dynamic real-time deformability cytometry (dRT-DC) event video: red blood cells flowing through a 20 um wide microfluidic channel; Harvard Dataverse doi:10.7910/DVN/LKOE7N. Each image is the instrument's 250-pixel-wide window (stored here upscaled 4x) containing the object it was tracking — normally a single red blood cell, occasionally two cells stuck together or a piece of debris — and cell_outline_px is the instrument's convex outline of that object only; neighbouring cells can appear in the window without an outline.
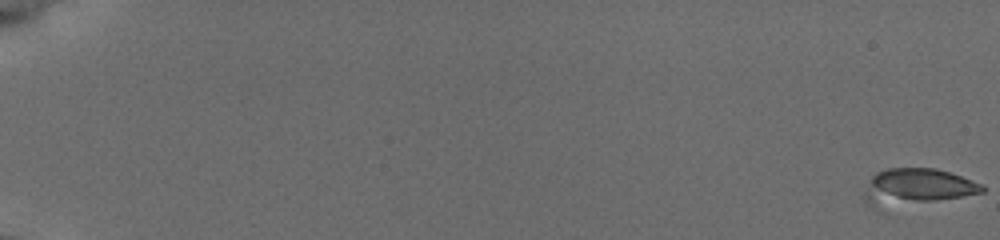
{"species": "common noctule bat (a hibernating species)", "species_latin": "Nyctalus noctula", "temperature_condition": "cold", "stored_images_in_passage": 17, "camera_frame_rate_fps": 3000, "um_per_image_px": 0.085, "animal": {"sex": "female", "body_mass_g": 19.5, "forearm_length_mm": 54.1}, "frame": {"image": 1, "passage_image": 1, "time_ms": 0.0, "image_size_px": [1000, 240], "cell_outline_px": [[984, 192], [880, 212], [868, 204], [864, 200], [864, 192], [872, 176], [876, 172], [888, 168], [936, 168], [960, 176], [980, 184], [984, 188]], "centroid_in_image_um": [77.82, 15.95], "position_along_channel_um": 7.2, "area_um2": 25.78}}